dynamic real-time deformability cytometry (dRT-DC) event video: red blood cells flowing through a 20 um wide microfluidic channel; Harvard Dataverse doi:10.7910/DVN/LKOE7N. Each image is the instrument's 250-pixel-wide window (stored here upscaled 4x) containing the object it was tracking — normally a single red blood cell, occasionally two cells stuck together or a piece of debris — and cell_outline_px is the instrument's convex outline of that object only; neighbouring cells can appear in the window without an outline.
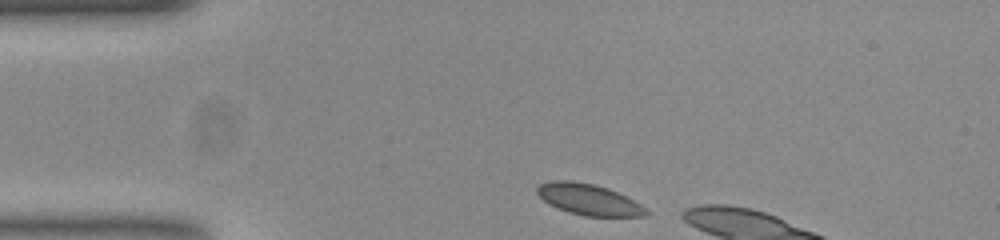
{"species": "common noctule bat (a hibernating species)", "species_latin": "Nyctalus noctula", "temperature_condition": "room temperature", "stored_images_in_passage": 6, "camera_frame_rate_fps": 3000, "um_per_image_px": 0.085, "animal": {"sex": "female", "body_mass_g": 23.0, "forearm_length_mm": 53.4}, "frame": {"image": 1, "passage_image": 1, "time_ms": 0.0, "image_size_px": [1000, 240], "cell_outline_px": [[652, 212], [644, 216], [584, 216], [568, 212], [556, 208], [548, 204], [536, 192], [536, 188], [540, 184], [552, 180], [572, 180], [592, 184], [608, 188], [640, 204]], "centroid_in_image_um": [50.02, 16.96], "position_along_channel_um": 35.0, "area_um2": 19.71}}